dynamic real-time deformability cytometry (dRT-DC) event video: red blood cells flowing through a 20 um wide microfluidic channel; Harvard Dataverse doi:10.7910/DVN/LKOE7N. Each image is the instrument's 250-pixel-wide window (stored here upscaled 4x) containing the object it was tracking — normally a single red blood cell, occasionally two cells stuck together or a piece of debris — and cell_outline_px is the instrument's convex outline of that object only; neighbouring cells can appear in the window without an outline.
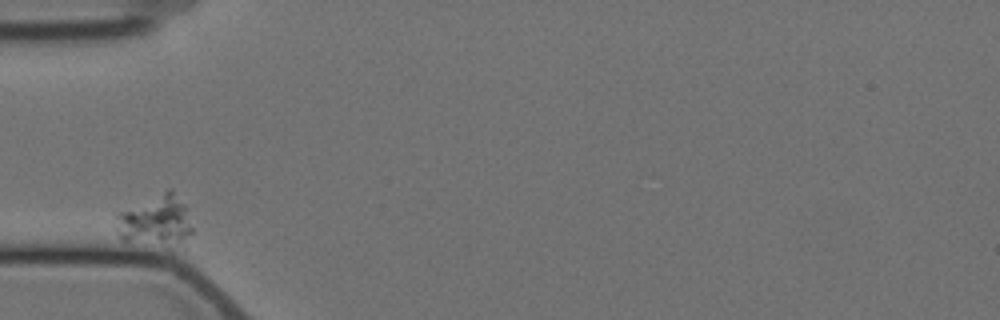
{"species": "Egyptian fruit bat (a non-hibernating species)", "species_latin": "Rousettus aegyptiacus", "temperature_condition": "cold", "stored_images_in_passage": 34, "camera_frame_rate_fps": 3000, "um_per_image_px": 0.085, "animal": {"sex": "female"}, "frame": {"image": 1, "passage_image": 1, "time_ms": 0.0, "image_size_px": [1000, 320], "cell_outline_px": [[192, 232], [172, 252], [120, 240], [112, 212], [168, 188], [172, 188], [184, 204], [192, 228]], "centroid_in_image_um": [13.14, 18.83], "position_along_channel_um": 71.9, "area_um2": 24.62}}
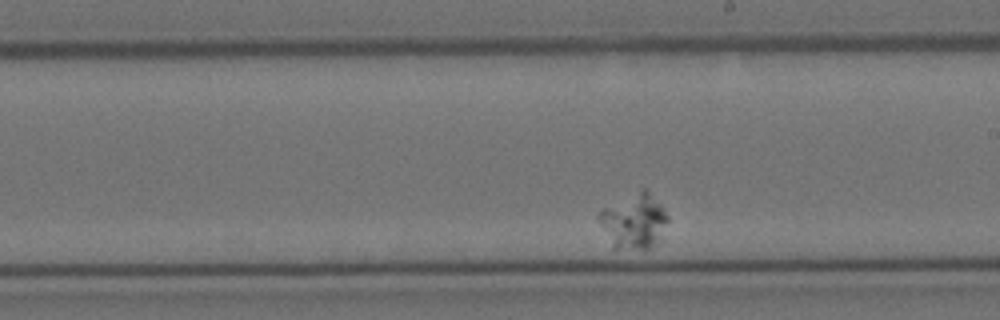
{"frame": {"image": 2, "passage_image": 20, "time_ms": 6.333, "image_size_px": [1000, 320], "cell_outline_px": [[668, 220], [652, 248], [612, 248], [596, 216], [600, 208], [644, 188], [648, 188], [660, 204], [668, 216]], "centroid_in_image_um": [53.83, 18.76], "position_along_channel_um": 235.2, "area_um2": 21.91}}
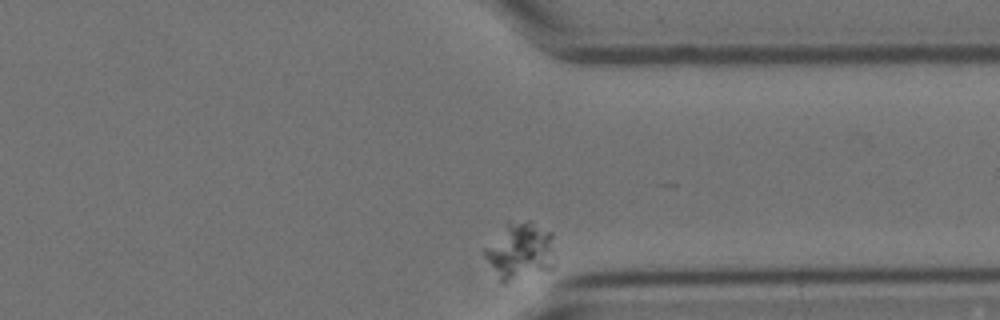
{"frame": {"image": 3, "passage_image": 34, "time_ms": 11.0, "image_size_px": [1000, 320], "cell_outline_px": [[552, 268], [508, 280], [500, 280], [484, 256], [484, 248], [508, 224], [528, 220], [552, 232]], "centroid_in_image_um": [44.21, 21.3], "position_along_channel_um": 367.2, "area_um2": 22.08}}